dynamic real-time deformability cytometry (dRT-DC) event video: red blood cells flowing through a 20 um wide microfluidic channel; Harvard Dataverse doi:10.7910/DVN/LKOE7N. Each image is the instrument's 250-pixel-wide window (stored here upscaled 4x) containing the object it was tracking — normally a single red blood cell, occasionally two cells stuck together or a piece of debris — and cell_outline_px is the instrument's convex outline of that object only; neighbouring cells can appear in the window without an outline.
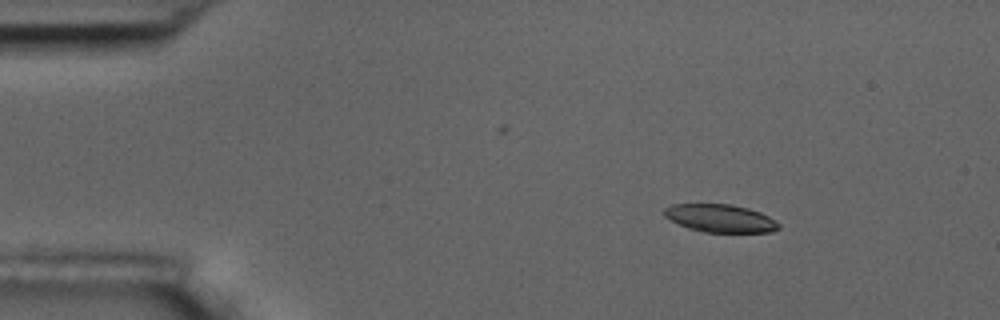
{"species": "common noctule bat (a hibernating species)", "species_latin": "Nyctalus noctula", "temperature_condition": "room temperature", "stored_images_in_passage": 4, "camera_frame_rate_fps": 3000, "um_per_image_px": 0.085, "animal": {"sex": "male", "body_mass_g": 17.5, "forearm_length_mm": 52.3}, "frame": {"image": 1, "passage_image": 2, "time_ms": 1.333, "image_size_px": [1000, 320], "cell_outline_px": [[780, 228], [772, 232], [704, 232], [688, 228], [664, 216], [664, 208], [672, 204], [732, 204], [748, 208], [760, 212], [768, 216], [780, 224]], "centroid_in_image_um": [61.24, 18.55], "position_along_channel_um": 23.8, "area_um2": 18.55}}